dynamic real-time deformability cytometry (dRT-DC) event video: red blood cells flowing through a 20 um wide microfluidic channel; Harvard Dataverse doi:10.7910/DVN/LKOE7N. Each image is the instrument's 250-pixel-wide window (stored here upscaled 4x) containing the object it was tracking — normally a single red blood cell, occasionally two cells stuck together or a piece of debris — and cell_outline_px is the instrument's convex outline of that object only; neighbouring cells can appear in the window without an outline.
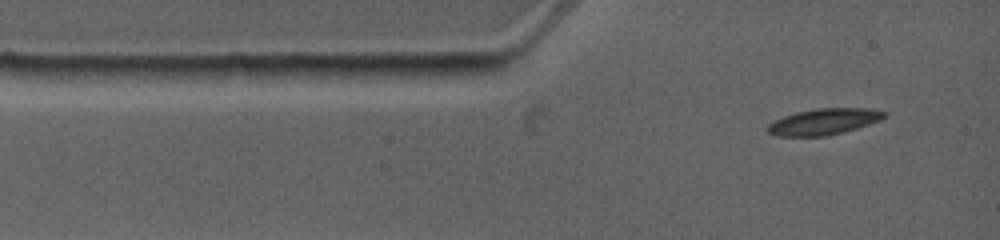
{"species": "common noctule bat (a hibernating species)", "species_latin": "Nyctalus noctula", "temperature_condition": "warm", "stored_images_in_passage": 3, "camera_frame_rate_fps": 4500, "um_per_image_px": 0.085, "animal": {"sex": "female", "body_mass_g": 19.0, "forearm_length_mm": 53.3}, "frame": {"image": 1, "passage_image": 1, "time_ms": 0.0, "image_size_px": [1000, 240], "cell_outline_px": [[888, 112], [880, 120], [844, 132], [828, 136], [780, 136], [768, 132], [764, 128], [768, 124], [784, 116], [796, 112], [816, 108], [868, 108]], "centroid_in_image_um": [70.01, 10.34], "position_along_channel_um": 15.0, "area_um2": 17.74}}
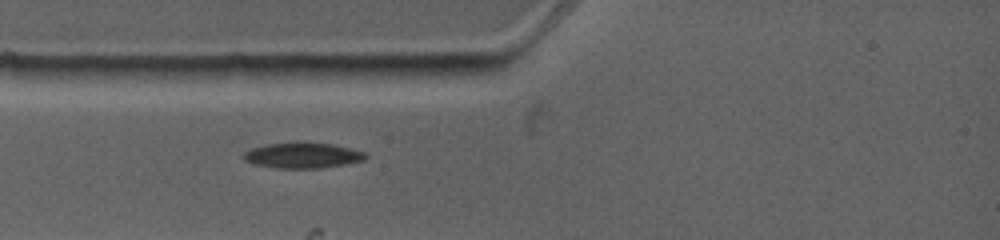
{"frame": {"image": 2, "passage_image": 3, "time_ms": 1.778, "image_size_px": [1000, 240], "cell_outline_px": [[368, 156], [364, 160], [344, 164], [320, 168], [276, 168], [256, 164], [244, 160], [240, 156], [244, 152], [252, 148], [268, 144], [332, 144], [364, 152]], "centroid_in_image_um": [25.69, 13.24], "position_along_channel_um": 59.3, "area_um2": 17.51}}